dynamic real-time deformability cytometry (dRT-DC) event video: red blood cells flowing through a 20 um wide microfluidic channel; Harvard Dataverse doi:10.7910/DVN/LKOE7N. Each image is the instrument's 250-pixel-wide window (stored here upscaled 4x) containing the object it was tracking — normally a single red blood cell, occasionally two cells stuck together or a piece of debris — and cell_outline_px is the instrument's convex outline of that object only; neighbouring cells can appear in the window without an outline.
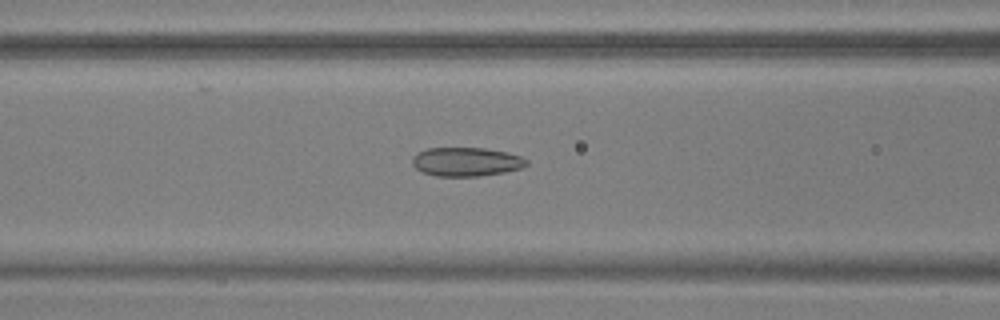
{"species": "common noctule bat (a hibernating species)", "species_latin": "Nyctalus noctula", "temperature_condition": "warm", "stored_images_in_passage": 47, "camera_frame_rate_fps": 3000, "um_per_image_px": 0.085, "animal": {"sex": "male", "body_mass_g": 17.9, "forearm_length_mm": 54.2}, "frame": {"image": 1, "passage_image": 22, "time_ms": 7.0, "image_size_px": [1000, 320], "cell_outline_px": [[528, 164], [524, 168], [504, 172], [476, 176], [436, 176], [420, 172], [412, 164], [412, 156], [428, 148], [484, 148], [508, 152], [520, 156], [528, 160]], "centroid_in_image_um": [39.64, 13.75], "position_along_channel_um": 127.0, "area_um2": 19.31}}
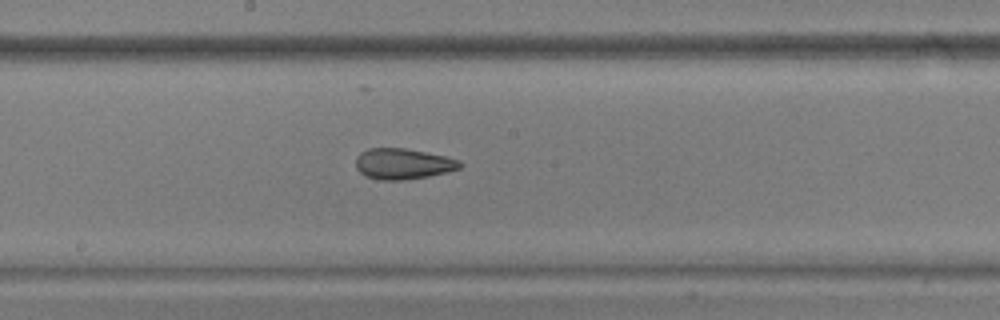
{"frame": {"image": 2, "passage_image": 29, "time_ms": 9.333, "image_size_px": [1000, 320], "cell_outline_px": [[464, 164], [460, 168], [448, 172], [428, 176], [404, 180], [380, 180], [364, 176], [356, 168], [356, 156], [360, 152], [368, 148], [404, 148], [444, 156], [460, 160]], "centroid_in_image_um": [34.24, 13.93], "position_along_channel_um": 214.0, "area_um2": 18.79}}
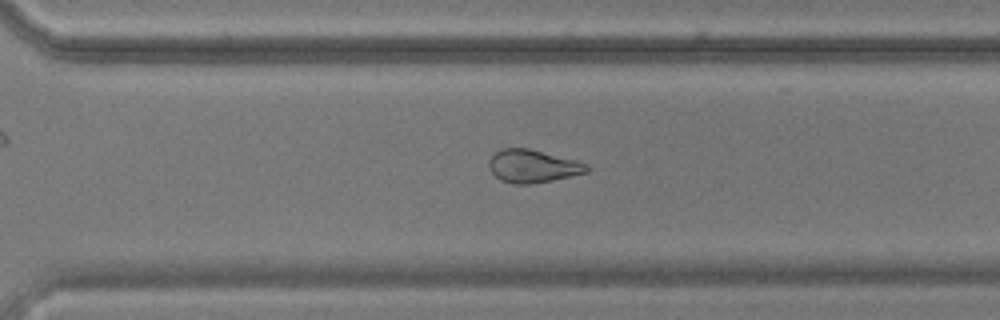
{"frame": {"image": 3, "passage_image": 38, "time_ms": 12.333, "image_size_px": [1000, 320], "cell_outline_px": [[592, 168], [588, 172], [552, 180], [532, 184], [512, 184], [500, 180], [492, 172], [488, 164], [488, 160], [496, 152], [504, 148], [528, 148], [576, 160], [588, 164]], "centroid_in_image_um": [45.3, 14.13], "position_along_channel_um": 325.3, "area_um2": 18.79}, "authors_computed_cell_mechanics": {"area_um2": 20.0566, "velocity_mm_per_s": 3.7307, "shape_relaxation_time_tau1_ms": null, "shape_relaxation_time_tau2_ms": 2.4748, "deformation_change_tau1": null, "deformation_change_tau2": 0.1094}}